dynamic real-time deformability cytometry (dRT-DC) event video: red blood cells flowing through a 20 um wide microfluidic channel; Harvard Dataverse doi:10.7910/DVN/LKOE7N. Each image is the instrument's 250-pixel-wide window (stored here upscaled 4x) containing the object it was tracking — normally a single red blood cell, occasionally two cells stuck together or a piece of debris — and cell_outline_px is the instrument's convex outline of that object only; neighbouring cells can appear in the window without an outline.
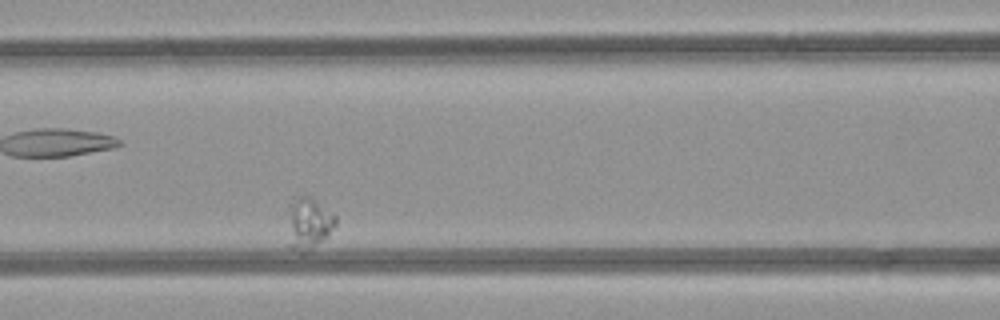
{"species": "common noctule bat (a hibernating species)", "species_latin": "Nyctalus noctula", "temperature_condition": "room temperature", "stored_images_in_passage": 7, "camera_frame_rate_fps": 3000, "um_per_image_px": 0.085, "animal": {"sex": "female", "body_mass_g": 21.9}, "frame": {"image": 1, "passage_image": 6, "time_ms": 5.667, "image_size_px": [1000, 320], "cell_outline_px": [[336, 224], [328, 236], [308, 252], [300, 256], [288, 248], [288, 244], [292, 204], [296, 196], [308, 196], [336, 216]], "centroid_in_image_um": [26.24, 19.11], "position_along_channel_um": 140.4, "area_um2": 14.16}}